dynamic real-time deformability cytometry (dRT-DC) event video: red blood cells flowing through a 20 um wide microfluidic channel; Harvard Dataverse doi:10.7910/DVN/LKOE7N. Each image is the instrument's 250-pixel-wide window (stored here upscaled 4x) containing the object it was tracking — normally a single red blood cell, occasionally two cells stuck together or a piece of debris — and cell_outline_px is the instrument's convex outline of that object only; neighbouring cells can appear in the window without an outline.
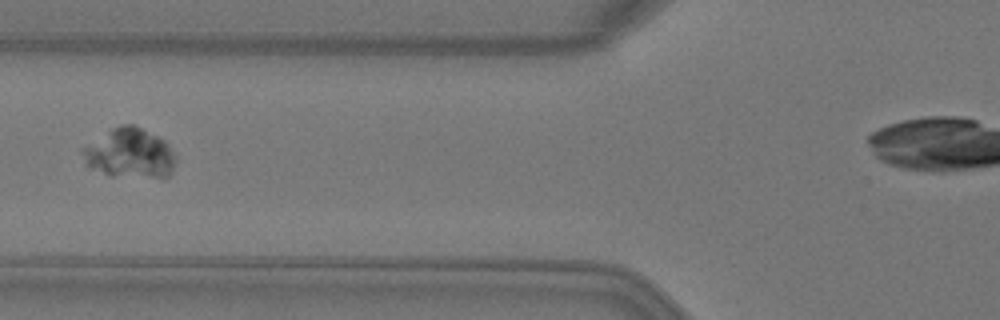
{"species": "Egyptian fruit bat (a non-hibernating species)", "species_latin": "Rousettus aegyptiacus", "temperature_condition": "warm", "stored_images_in_passage": 7, "camera_frame_rate_fps": 3000, "um_per_image_px": 0.085, "animal": {"sex": "female"}, "frame": {"image": 1, "passage_image": 6, "time_ms": 1.667, "image_size_px": [1000, 320], "cell_outline_px": [[176, 160], [168, 176], [164, 180], [108, 176], [88, 168], [80, 152], [80, 148], [112, 128], [120, 124], [132, 124], [164, 140]], "centroid_in_image_um": [10.97, 13.09], "position_along_channel_um": 114.8, "area_um2": 27.51}}